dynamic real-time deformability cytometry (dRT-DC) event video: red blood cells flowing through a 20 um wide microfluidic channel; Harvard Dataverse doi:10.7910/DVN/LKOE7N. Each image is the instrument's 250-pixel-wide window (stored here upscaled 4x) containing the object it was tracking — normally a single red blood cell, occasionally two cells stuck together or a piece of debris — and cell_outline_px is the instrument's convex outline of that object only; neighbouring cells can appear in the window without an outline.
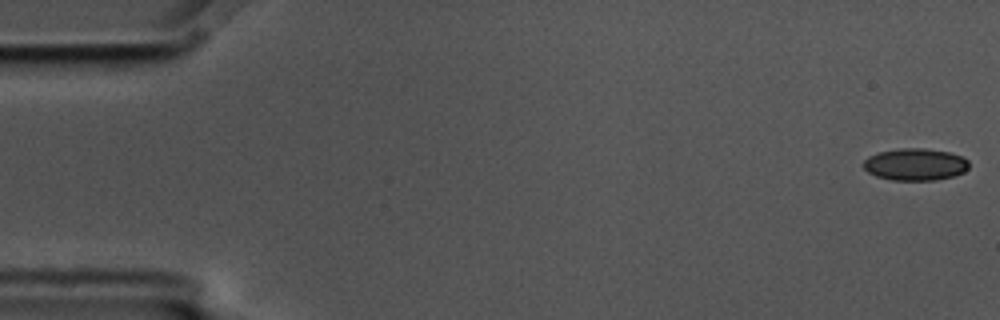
{"species": "common noctule bat (a hibernating species)", "species_latin": "Nyctalus noctula", "temperature_condition": "cold", "stored_images_in_passage": 5, "camera_frame_rate_fps": 3000, "um_per_image_px": 0.085, "animal": {"sex": "male", "body_mass_g": 17.5, "forearm_length_mm": 52.3}, "frame": {"image": 1, "passage_image": 1, "time_ms": 0.0, "image_size_px": [1000, 320], "cell_outline_px": [[968, 168], [964, 172], [956, 176], [936, 180], [892, 180], [876, 176], [868, 172], [864, 168], [864, 160], [868, 156], [876, 152], [896, 148], [924, 148], [948, 152], [964, 156], [968, 160]], "centroid_in_image_um": [77.8, 13.97], "position_along_channel_um": 7.2, "area_um2": 20.0}}